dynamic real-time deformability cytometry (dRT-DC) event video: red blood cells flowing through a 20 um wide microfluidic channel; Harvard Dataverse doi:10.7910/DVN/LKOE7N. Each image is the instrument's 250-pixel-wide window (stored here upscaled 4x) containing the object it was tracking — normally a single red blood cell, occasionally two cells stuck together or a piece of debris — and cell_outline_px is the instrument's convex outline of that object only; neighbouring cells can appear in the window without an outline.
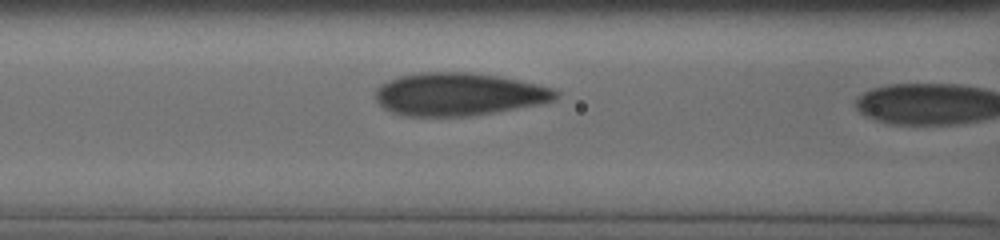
{"species": "human", "species_latin": "Homo sapiens", "temperature_condition": "cold", "stored_images_in_passage": 11, "camera_frame_rate_fps": 3000, "um_per_image_px": 0.085, "donor": {"sex": "male"}, "frame": {"image": 1, "passage_image": 10, "time_ms": 2.667, "image_size_px": [1000, 240], "cell_outline_px": [[560, 92], [552, 100], [536, 104], [492, 112], [468, 116], [404, 116], [392, 112], [384, 108], [376, 100], [376, 88], [380, 84], [388, 80], [400, 76], [420, 72], [472, 72], [500, 76], [536, 84], [552, 88]], "centroid_in_image_um": [38.93, 8.0], "position_along_channel_um": 127.7, "area_um2": 44.68}}